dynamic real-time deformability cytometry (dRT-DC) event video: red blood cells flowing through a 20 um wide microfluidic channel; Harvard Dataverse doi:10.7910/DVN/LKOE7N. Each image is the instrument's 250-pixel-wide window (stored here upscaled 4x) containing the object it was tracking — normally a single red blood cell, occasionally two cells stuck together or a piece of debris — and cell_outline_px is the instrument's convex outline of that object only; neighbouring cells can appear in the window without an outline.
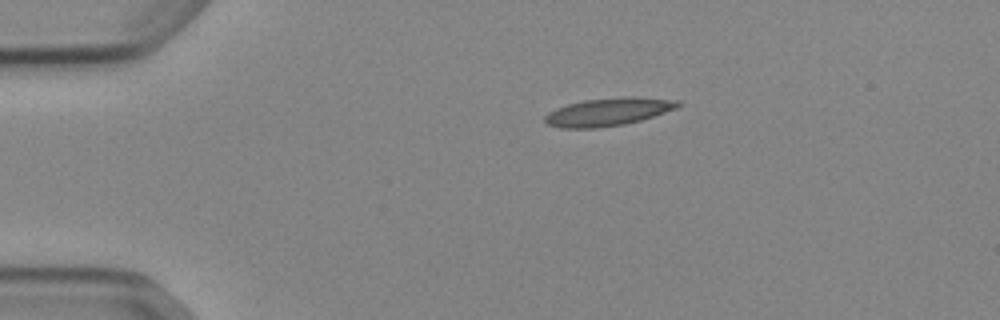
{"species": "Egyptian fruit bat (a non-hibernating species)", "species_latin": "Rousettus aegyptiacus", "temperature_condition": "cold", "stored_images_in_passage": 43, "camera_frame_rate_fps": 3000, "um_per_image_px": 0.085, "animal": {"sex": "female"}, "frame": {"image": 1, "passage_image": 1, "time_ms": 0.0, "image_size_px": [1000, 320], "cell_outline_px": [[684, 104], [676, 108], [640, 120], [624, 124], [596, 128], [560, 128], [548, 124], [544, 120], [544, 116], [548, 112], [556, 108], [568, 104], [584, 100], [624, 96], [636, 96], [680, 100]], "centroid_in_image_um": [51.72, 9.49], "position_along_channel_um": 33.3, "area_um2": 21.73}}
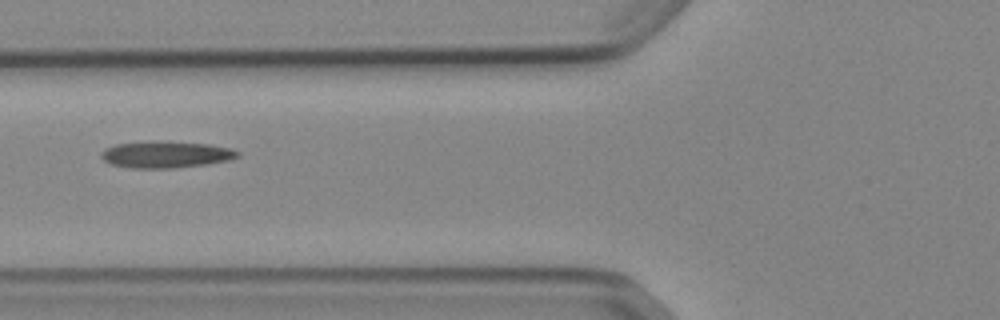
{"frame": {"image": 2, "passage_image": 11, "time_ms": 3.333, "image_size_px": [1000, 320], "cell_outline_px": [[240, 156], [228, 160], [208, 164], [176, 168], [132, 168], [112, 164], [104, 160], [100, 156], [100, 152], [104, 148], [116, 144], [208, 144], [232, 148], [240, 152]], "centroid_in_image_um": [14.14, 13.19], "position_along_channel_um": 111.7, "area_um2": 20.11}}
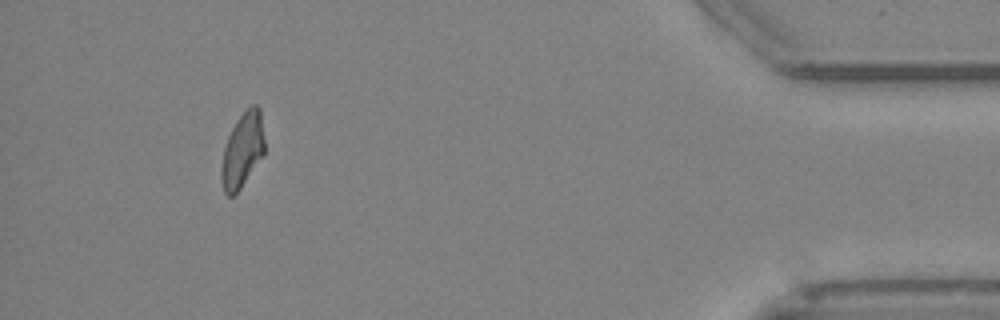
{"frame": {"image": 3, "passage_image": 39, "time_ms": 12.667, "image_size_px": [1000, 320], "cell_outline_px": [[264, 156], [240, 188], [232, 196], [228, 196], [224, 192], [220, 176], [220, 168], [224, 148], [228, 136], [236, 120], [252, 104], [256, 104], [260, 108], [264, 140]], "centroid_in_image_um": [20.61, 12.77], "position_along_channel_um": 414.6, "area_um2": 18.84}, "authors_computed_cell_mechanics": {"area_um2": 20.1144, "velocity_mm_per_s": 3.884, "shape_relaxation_time_tau1_ms": null, "shape_relaxation_time_tau2_ms": 3.4069, "deformation_change_tau1": null, "deformation_change_tau2": 0.1127}}